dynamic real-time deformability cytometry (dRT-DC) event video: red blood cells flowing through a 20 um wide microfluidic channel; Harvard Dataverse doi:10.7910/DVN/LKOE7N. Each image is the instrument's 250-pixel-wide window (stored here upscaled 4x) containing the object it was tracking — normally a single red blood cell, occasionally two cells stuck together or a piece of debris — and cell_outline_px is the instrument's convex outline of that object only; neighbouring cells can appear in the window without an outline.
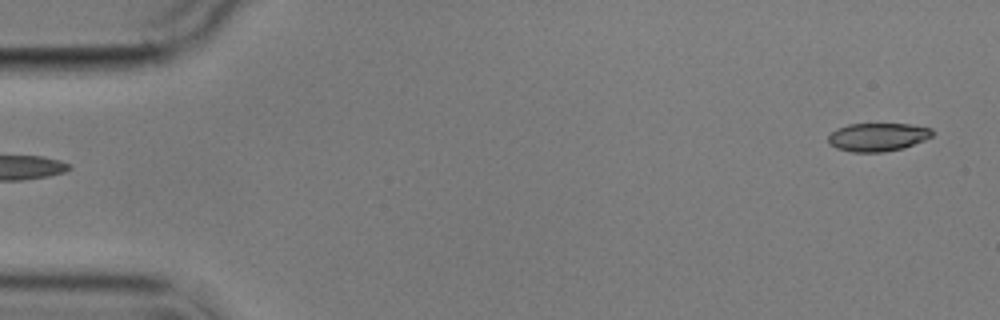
{"species": "common noctule bat (a hibernating species)", "species_latin": "Nyctalus noctula", "temperature_condition": "cold", "stored_images_in_passage": 4, "segment_of_instrument_passage": [2, 2], "camera_frame_rate_fps": 3000, "um_per_image_px": 0.085, "animal": {"sex": "male", "body_mass_g": 17.9}, "frame": {"image": 1, "passage_image": 4, "time_ms": 3.667, "image_size_px": [1000, 320], "cell_outline_px": [[936, 132], [932, 136], [924, 140], [904, 148], [884, 152], [852, 152], [836, 148], [828, 144], [828, 136], [836, 128], [848, 124], [908, 124], [932, 128]], "centroid_in_image_um": [74.61, 11.65], "position_along_channel_um": 10.4, "area_um2": 17.34}}